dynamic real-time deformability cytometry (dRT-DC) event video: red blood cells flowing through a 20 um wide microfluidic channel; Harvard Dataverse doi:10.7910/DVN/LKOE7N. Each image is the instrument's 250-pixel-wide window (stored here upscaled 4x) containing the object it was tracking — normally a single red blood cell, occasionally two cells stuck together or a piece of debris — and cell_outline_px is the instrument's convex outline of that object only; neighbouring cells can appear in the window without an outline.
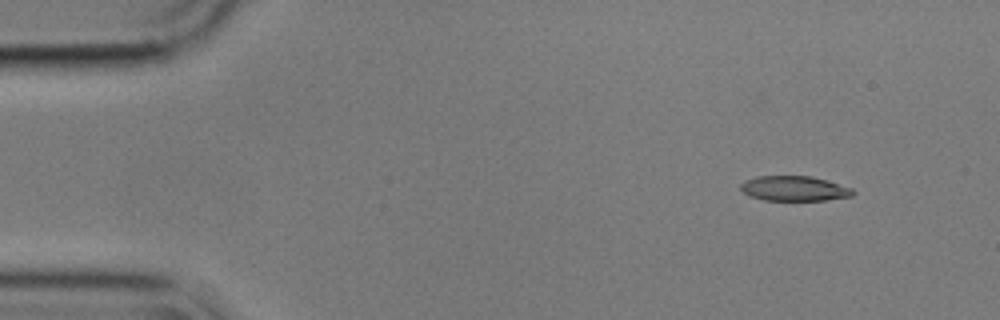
{"species": "common noctule bat (a hibernating species)", "species_latin": "Nyctalus noctula", "temperature_condition": "cold", "stored_images_in_passage": 51, "camera_frame_rate_fps": 3000, "um_per_image_px": 0.085, "animal": {"sex": "male", "body_mass_g": 17.9}, "frame": {"image": 1, "passage_image": 1, "time_ms": 0.0, "image_size_px": [1000, 320], "cell_outline_px": [[856, 192], [852, 196], [828, 200], [764, 200], [752, 196], [744, 192], [740, 188], [740, 184], [744, 180], [756, 176], [812, 176], [852, 188]], "centroid_in_image_um": [67.52, 16.02], "position_along_channel_um": 17.5, "area_um2": 16.3}}
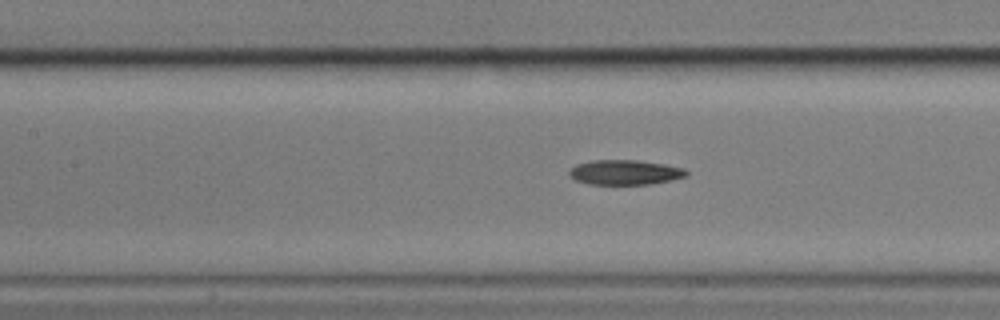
{"frame": {"image": 2, "passage_image": 20, "time_ms": 6.333, "image_size_px": [1000, 320], "cell_outline_px": [[688, 176], [672, 180], [652, 184], [588, 184], [576, 180], [568, 176], [568, 172], [576, 164], [592, 160], [636, 160], [664, 164], [684, 168], [688, 172]], "centroid_in_image_um": [53.13, 14.65], "position_along_channel_um": 154.3, "area_um2": 17.05}}
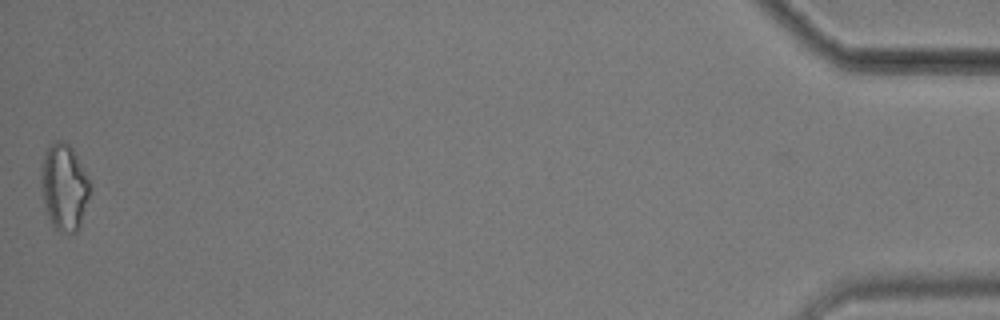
{"frame": {"image": 3, "passage_image": 51, "time_ms": 16.667, "image_size_px": [1000, 320], "cell_outline_px": [[92, 188], [80, 224], [76, 232], [60, 232], [52, 224], [48, 216], [44, 200], [40, 180], [44, 152], [48, 144], [56, 140], [64, 140], [72, 148]], "centroid_in_image_um": [5.44, 15.87], "position_along_channel_um": 429.8, "area_um2": 24.33}, "authors_computed_cell_mechanics": {"area_um2": 17.5712, "velocity_mm_per_s": 3.5777, "shape_relaxation_time_tau1_ms": 5.853, "shape_relaxation_time_tau2_ms": 5.3598, "deformation_change_tau1": 0.143, "deformation_change_tau2": 0.1465}}